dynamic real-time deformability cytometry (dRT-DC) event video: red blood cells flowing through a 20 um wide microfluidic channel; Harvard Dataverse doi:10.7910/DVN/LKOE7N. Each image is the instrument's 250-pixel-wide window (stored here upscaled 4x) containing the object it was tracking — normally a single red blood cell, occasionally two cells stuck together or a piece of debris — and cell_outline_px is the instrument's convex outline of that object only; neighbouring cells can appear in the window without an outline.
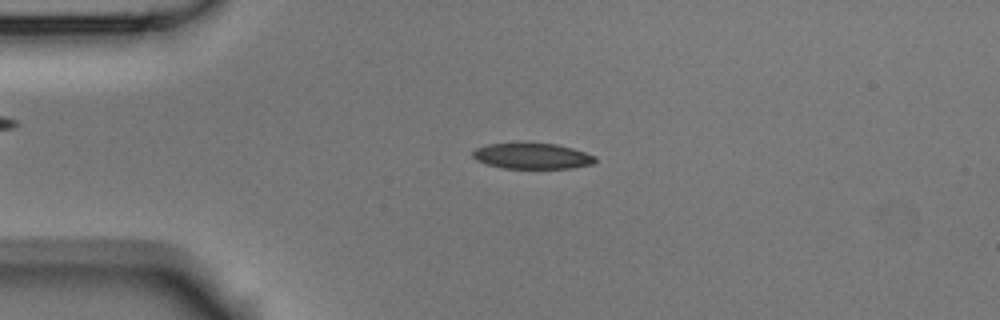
{"species": "Egyptian fruit bat (a non-hibernating species)", "species_latin": "Rousettus aegyptiacus", "temperature_condition": "room temperature", "stored_images_in_passage": 6, "camera_frame_rate_fps": 3000, "um_per_image_px": 0.085, "animal": {"sex": "male"}, "frame": {"image": 1, "passage_image": 3, "time_ms": 0.667, "image_size_px": [1000, 320], "cell_outline_px": [[596, 160], [592, 164], [572, 168], [504, 168], [488, 164], [476, 160], [472, 156], [472, 152], [476, 148], [488, 144], [556, 144], [572, 148], [596, 156]], "centroid_in_image_um": [45.24, 13.27], "position_along_channel_um": 39.8, "area_um2": 18.03}}
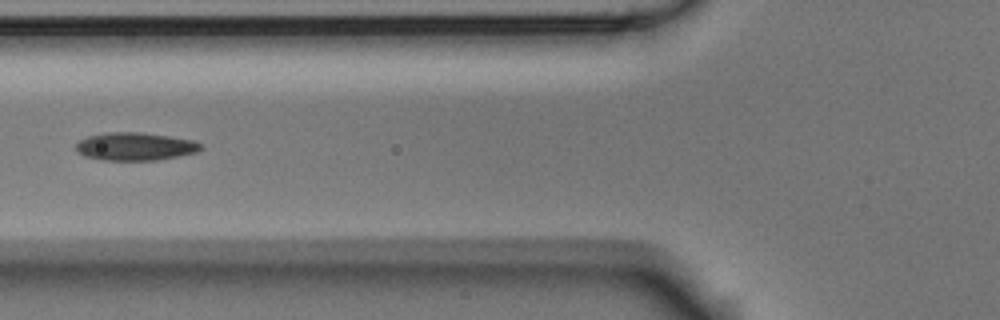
{"frame": {"image": 2, "passage_image": 5, "time_ms": 1.333, "image_size_px": [1000, 320], "cell_outline_px": [[204, 148], [196, 152], [156, 160], [104, 160], [84, 156], [76, 148], [76, 144], [80, 140], [88, 136], [108, 132], [140, 132], [168, 136], [192, 140], [200, 144]], "centroid_in_image_um": [11.48, 12.44], "position_along_channel_um": 114.3, "area_um2": 20.06}}
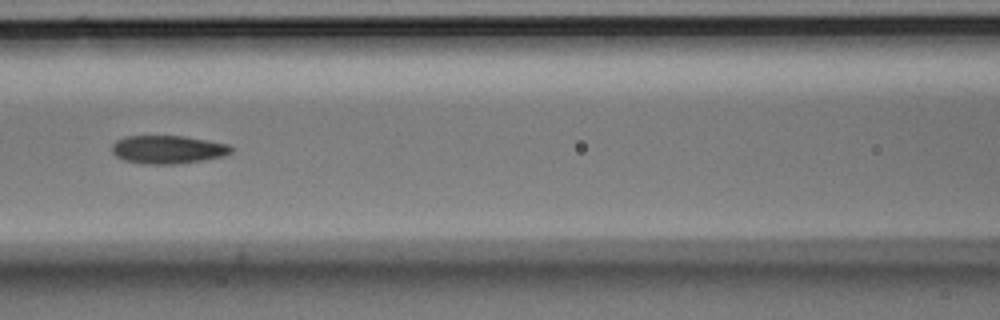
{"frame": {"image": 3, "passage_image": 6, "time_ms": 1.667, "image_size_px": [1000, 320], "cell_outline_px": [[232, 152], [224, 156], [204, 160], [176, 164], [144, 164], [124, 160], [116, 156], [112, 152], [112, 144], [116, 140], [124, 136], [184, 136], [208, 140], [228, 144], [232, 148]], "centroid_in_image_um": [14.26, 12.71], "position_along_channel_um": 152.3, "area_um2": 19.71}}